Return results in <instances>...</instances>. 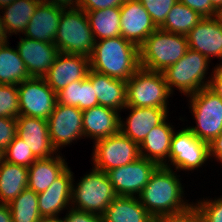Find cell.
<instances>
[{"label":"cell","instance_id":"cell-1","mask_svg":"<svg viewBox=\"0 0 222 222\" xmlns=\"http://www.w3.org/2000/svg\"><path fill=\"white\" fill-rule=\"evenodd\" d=\"M89 59L91 70L126 82L140 68L139 47L122 36L96 40Z\"/></svg>","mask_w":222,"mask_h":222},{"label":"cell","instance_id":"cell-2","mask_svg":"<svg viewBox=\"0 0 222 222\" xmlns=\"http://www.w3.org/2000/svg\"><path fill=\"white\" fill-rule=\"evenodd\" d=\"M183 193V187L173 170L169 166H159L138 198L153 217L186 211L192 205L184 202L181 198Z\"/></svg>","mask_w":222,"mask_h":222},{"label":"cell","instance_id":"cell-3","mask_svg":"<svg viewBox=\"0 0 222 222\" xmlns=\"http://www.w3.org/2000/svg\"><path fill=\"white\" fill-rule=\"evenodd\" d=\"M188 49L189 45L185 35L157 28L139 46L140 67L150 71L163 72L180 60Z\"/></svg>","mask_w":222,"mask_h":222},{"label":"cell","instance_id":"cell-4","mask_svg":"<svg viewBox=\"0 0 222 222\" xmlns=\"http://www.w3.org/2000/svg\"><path fill=\"white\" fill-rule=\"evenodd\" d=\"M55 45L61 53L91 56L95 39L85 11L80 8H62Z\"/></svg>","mask_w":222,"mask_h":222},{"label":"cell","instance_id":"cell-5","mask_svg":"<svg viewBox=\"0 0 222 222\" xmlns=\"http://www.w3.org/2000/svg\"><path fill=\"white\" fill-rule=\"evenodd\" d=\"M93 168L92 172L81 178L77 188L72 184L71 206L76 205L72 208L102 216L117 194L107 173Z\"/></svg>","mask_w":222,"mask_h":222},{"label":"cell","instance_id":"cell-6","mask_svg":"<svg viewBox=\"0 0 222 222\" xmlns=\"http://www.w3.org/2000/svg\"><path fill=\"white\" fill-rule=\"evenodd\" d=\"M127 105L133 107L167 108L171 95L162 72L139 68L126 82Z\"/></svg>","mask_w":222,"mask_h":222},{"label":"cell","instance_id":"cell-7","mask_svg":"<svg viewBox=\"0 0 222 222\" xmlns=\"http://www.w3.org/2000/svg\"><path fill=\"white\" fill-rule=\"evenodd\" d=\"M210 60L198 51L188 49L185 55L162 73L170 92L176 86L185 95H192L208 87L210 80L204 83Z\"/></svg>","mask_w":222,"mask_h":222},{"label":"cell","instance_id":"cell-8","mask_svg":"<svg viewBox=\"0 0 222 222\" xmlns=\"http://www.w3.org/2000/svg\"><path fill=\"white\" fill-rule=\"evenodd\" d=\"M190 108L197 127H188L192 133L210 144L222 132V99L205 87L190 95Z\"/></svg>","mask_w":222,"mask_h":222},{"label":"cell","instance_id":"cell-9","mask_svg":"<svg viewBox=\"0 0 222 222\" xmlns=\"http://www.w3.org/2000/svg\"><path fill=\"white\" fill-rule=\"evenodd\" d=\"M140 157L139 145L121 131L95 141L93 163L96 169L109 170L125 166Z\"/></svg>","mask_w":222,"mask_h":222},{"label":"cell","instance_id":"cell-10","mask_svg":"<svg viewBox=\"0 0 222 222\" xmlns=\"http://www.w3.org/2000/svg\"><path fill=\"white\" fill-rule=\"evenodd\" d=\"M20 115L47 120L57 104V93L44 78L31 77L17 85Z\"/></svg>","mask_w":222,"mask_h":222},{"label":"cell","instance_id":"cell-11","mask_svg":"<svg viewBox=\"0 0 222 222\" xmlns=\"http://www.w3.org/2000/svg\"><path fill=\"white\" fill-rule=\"evenodd\" d=\"M158 167L154 161L139 157L130 164L109 170L107 175L117 196L134 197L136 193L140 195Z\"/></svg>","mask_w":222,"mask_h":222},{"label":"cell","instance_id":"cell-12","mask_svg":"<svg viewBox=\"0 0 222 222\" xmlns=\"http://www.w3.org/2000/svg\"><path fill=\"white\" fill-rule=\"evenodd\" d=\"M209 144L197 138L189 128L173 133L169 161L176 170H194L209 158Z\"/></svg>","mask_w":222,"mask_h":222},{"label":"cell","instance_id":"cell-13","mask_svg":"<svg viewBox=\"0 0 222 222\" xmlns=\"http://www.w3.org/2000/svg\"><path fill=\"white\" fill-rule=\"evenodd\" d=\"M49 136L56 150L83 137V111L75 106L57 103L49 116Z\"/></svg>","mask_w":222,"mask_h":222},{"label":"cell","instance_id":"cell-14","mask_svg":"<svg viewBox=\"0 0 222 222\" xmlns=\"http://www.w3.org/2000/svg\"><path fill=\"white\" fill-rule=\"evenodd\" d=\"M121 36L138 47L157 27L139 0H125L120 7Z\"/></svg>","mask_w":222,"mask_h":222},{"label":"cell","instance_id":"cell-15","mask_svg":"<svg viewBox=\"0 0 222 222\" xmlns=\"http://www.w3.org/2000/svg\"><path fill=\"white\" fill-rule=\"evenodd\" d=\"M89 70V57L60 52L43 78L57 93L70 83L86 78Z\"/></svg>","mask_w":222,"mask_h":222},{"label":"cell","instance_id":"cell-16","mask_svg":"<svg viewBox=\"0 0 222 222\" xmlns=\"http://www.w3.org/2000/svg\"><path fill=\"white\" fill-rule=\"evenodd\" d=\"M18 54L24 61L30 77L43 78L60 53L53 43L29 38H21L17 46Z\"/></svg>","mask_w":222,"mask_h":222},{"label":"cell","instance_id":"cell-17","mask_svg":"<svg viewBox=\"0 0 222 222\" xmlns=\"http://www.w3.org/2000/svg\"><path fill=\"white\" fill-rule=\"evenodd\" d=\"M17 136L31 149L37 159L52 157L56 149L49 136L48 120L20 115L16 118Z\"/></svg>","mask_w":222,"mask_h":222},{"label":"cell","instance_id":"cell-18","mask_svg":"<svg viewBox=\"0 0 222 222\" xmlns=\"http://www.w3.org/2000/svg\"><path fill=\"white\" fill-rule=\"evenodd\" d=\"M186 37L189 49L222 59V23L215 16L202 18Z\"/></svg>","mask_w":222,"mask_h":222},{"label":"cell","instance_id":"cell-19","mask_svg":"<svg viewBox=\"0 0 222 222\" xmlns=\"http://www.w3.org/2000/svg\"><path fill=\"white\" fill-rule=\"evenodd\" d=\"M73 174L67 168L46 191L38 193V209L42 218H57L72 199Z\"/></svg>","mask_w":222,"mask_h":222},{"label":"cell","instance_id":"cell-20","mask_svg":"<svg viewBox=\"0 0 222 222\" xmlns=\"http://www.w3.org/2000/svg\"><path fill=\"white\" fill-rule=\"evenodd\" d=\"M131 114L123 124L120 120V131L131 140L140 145L147 134L156 126L163 123L167 118L168 108L133 107L126 106Z\"/></svg>","mask_w":222,"mask_h":222},{"label":"cell","instance_id":"cell-21","mask_svg":"<svg viewBox=\"0 0 222 222\" xmlns=\"http://www.w3.org/2000/svg\"><path fill=\"white\" fill-rule=\"evenodd\" d=\"M62 7L42 1L32 15L24 35L26 38L55 44Z\"/></svg>","mask_w":222,"mask_h":222},{"label":"cell","instance_id":"cell-22","mask_svg":"<svg viewBox=\"0 0 222 222\" xmlns=\"http://www.w3.org/2000/svg\"><path fill=\"white\" fill-rule=\"evenodd\" d=\"M120 116L112 108L98 105L83 110V135L95 141L120 131Z\"/></svg>","mask_w":222,"mask_h":222},{"label":"cell","instance_id":"cell-23","mask_svg":"<svg viewBox=\"0 0 222 222\" xmlns=\"http://www.w3.org/2000/svg\"><path fill=\"white\" fill-rule=\"evenodd\" d=\"M87 78L92 84L99 105L116 111L125 109L127 105L126 81L109 77L91 69Z\"/></svg>","mask_w":222,"mask_h":222},{"label":"cell","instance_id":"cell-24","mask_svg":"<svg viewBox=\"0 0 222 222\" xmlns=\"http://www.w3.org/2000/svg\"><path fill=\"white\" fill-rule=\"evenodd\" d=\"M173 133V126L171 127L166 120L160 125L154 127L139 145L140 157L154 161L159 166H168L166 160L167 157L169 159L171 138Z\"/></svg>","mask_w":222,"mask_h":222},{"label":"cell","instance_id":"cell-25","mask_svg":"<svg viewBox=\"0 0 222 222\" xmlns=\"http://www.w3.org/2000/svg\"><path fill=\"white\" fill-rule=\"evenodd\" d=\"M67 168V163L60 155L37 159L28 168V188L37 194L46 191Z\"/></svg>","mask_w":222,"mask_h":222},{"label":"cell","instance_id":"cell-26","mask_svg":"<svg viewBox=\"0 0 222 222\" xmlns=\"http://www.w3.org/2000/svg\"><path fill=\"white\" fill-rule=\"evenodd\" d=\"M102 217L104 222H150L152 218L136 196H117Z\"/></svg>","mask_w":222,"mask_h":222},{"label":"cell","instance_id":"cell-27","mask_svg":"<svg viewBox=\"0 0 222 222\" xmlns=\"http://www.w3.org/2000/svg\"><path fill=\"white\" fill-rule=\"evenodd\" d=\"M28 167L4 161L0 165V203L9 204L28 187Z\"/></svg>","mask_w":222,"mask_h":222},{"label":"cell","instance_id":"cell-28","mask_svg":"<svg viewBox=\"0 0 222 222\" xmlns=\"http://www.w3.org/2000/svg\"><path fill=\"white\" fill-rule=\"evenodd\" d=\"M57 103L86 110L99 105L90 80L86 77L70 83L57 92Z\"/></svg>","mask_w":222,"mask_h":222},{"label":"cell","instance_id":"cell-29","mask_svg":"<svg viewBox=\"0 0 222 222\" xmlns=\"http://www.w3.org/2000/svg\"><path fill=\"white\" fill-rule=\"evenodd\" d=\"M85 12L95 41L121 36L120 7Z\"/></svg>","mask_w":222,"mask_h":222},{"label":"cell","instance_id":"cell-30","mask_svg":"<svg viewBox=\"0 0 222 222\" xmlns=\"http://www.w3.org/2000/svg\"><path fill=\"white\" fill-rule=\"evenodd\" d=\"M7 43L0 44V84L18 85L31 77L17 49Z\"/></svg>","mask_w":222,"mask_h":222},{"label":"cell","instance_id":"cell-31","mask_svg":"<svg viewBox=\"0 0 222 222\" xmlns=\"http://www.w3.org/2000/svg\"><path fill=\"white\" fill-rule=\"evenodd\" d=\"M42 1L43 0H16L4 7L5 13L2 16V20L6 34L24 33L32 15Z\"/></svg>","mask_w":222,"mask_h":222},{"label":"cell","instance_id":"cell-32","mask_svg":"<svg viewBox=\"0 0 222 222\" xmlns=\"http://www.w3.org/2000/svg\"><path fill=\"white\" fill-rule=\"evenodd\" d=\"M202 18L196 11L178 1L171 8L159 29L186 36Z\"/></svg>","mask_w":222,"mask_h":222},{"label":"cell","instance_id":"cell-33","mask_svg":"<svg viewBox=\"0 0 222 222\" xmlns=\"http://www.w3.org/2000/svg\"><path fill=\"white\" fill-rule=\"evenodd\" d=\"M12 222H39L38 194L28 187L8 204Z\"/></svg>","mask_w":222,"mask_h":222},{"label":"cell","instance_id":"cell-34","mask_svg":"<svg viewBox=\"0 0 222 222\" xmlns=\"http://www.w3.org/2000/svg\"><path fill=\"white\" fill-rule=\"evenodd\" d=\"M37 158L26 143L16 136L5 149V161L25 167H30Z\"/></svg>","mask_w":222,"mask_h":222},{"label":"cell","instance_id":"cell-35","mask_svg":"<svg viewBox=\"0 0 222 222\" xmlns=\"http://www.w3.org/2000/svg\"><path fill=\"white\" fill-rule=\"evenodd\" d=\"M20 116L17 85L0 84V117Z\"/></svg>","mask_w":222,"mask_h":222},{"label":"cell","instance_id":"cell-36","mask_svg":"<svg viewBox=\"0 0 222 222\" xmlns=\"http://www.w3.org/2000/svg\"><path fill=\"white\" fill-rule=\"evenodd\" d=\"M150 14L152 22L159 28L165 21L167 14L178 0H139Z\"/></svg>","mask_w":222,"mask_h":222},{"label":"cell","instance_id":"cell-37","mask_svg":"<svg viewBox=\"0 0 222 222\" xmlns=\"http://www.w3.org/2000/svg\"><path fill=\"white\" fill-rule=\"evenodd\" d=\"M199 211L203 222H222V198L203 200L194 205Z\"/></svg>","mask_w":222,"mask_h":222},{"label":"cell","instance_id":"cell-38","mask_svg":"<svg viewBox=\"0 0 222 222\" xmlns=\"http://www.w3.org/2000/svg\"><path fill=\"white\" fill-rule=\"evenodd\" d=\"M150 222H203L201 215L195 206H190L186 211L171 214L153 216Z\"/></svg>","mask_w":222,"mask_h":222},{"label":"cell","instance_id":"cell-39","mask_svg":"<svg viewBox=\"0 0 222 222\" xmlns=\"http://www.w3.org/2000/svg\"><path fill=\"white\" fill-rule=\"evenodd\" d=\"M16 136V118L0 117V147L5 150Z\"/></svg>","mask_w":222,"mask_h":222},{"label":"cell","instance_id":"cell-40","mask_svg":"<svg viewBox=\"0 0 222 222\" xmlns=\"http://www.w3.org/2000/svg\"><path fill=\"white\" fill-rule=\"evenodd\" d=\"M185 4L199 15L204 17H213L216 15V8L211 4L210 0H178Z\"/></svg>","mask_w":222,"mask_h":222},{"label":"cell","instance_id":"cell-41","mask_svg":"<svg viewBox=\"0 0 222 222\" xmlns=\"http://www.w3.org/2000/svg\"><path fill=\"white\" fill-rule=\"evenodd\" d=\"M125 0H80L78 8L83 11L101 10L111 7H121Z\"/></svg>","mask_w":222,"mask_h":222},{"label":"cell","instance_id":"cell-42","mask_svg":"<svg viewBox=\"0 0 222 222\" xmlns=\"http://www.w3.org/2000/svg\"><path fill=\"white\" fill-rule=\"evenodd\" d=\"M63 218L64 222H104L101 215L88 213L79 209L71 208Z\"/></svg>","mask_w":222,"mask_h":222},{"label":"cell","instance_id":"cell-43","mask_svg":"<svg viewBox=\"0 0 222 222\" xmlns=\"http://www.w3.org/2000/svg\"><path fill=\"white\" fill-rule=\"evenodd\" d=\"M214 75L210 79L208 88L222 99V64L214 68Z\"/></svg>","mask_w":222,"mask_h":222},{"label":"cell","instance_id":"cell-44","mask_svg":"<svg viewBox=\"0 0 222 222\" xmlns=\"http://www.w3.org/2000/svg\"><path fill=\"white\" fill-rule=\"evenodd\" d=\"M209 156L222 162V132L209 144Z\"/></svg>","mask_w":222,"mask_h":222},{"label":"cell","instance_id":"cell-45","mask_svg":"<svg viewBox=\"0 0 222 222\" xmlns=\"http://www.w3.org/2000/svg\"><path fill=\"white\" fill-rule=\"evenodd\" d=\"M50 4H54L55 6H59L62 8H78L80 0H43ZM75 2V3H74ZM72 5V6H71Z\"/></svg>","mask_w":222,"mask_h":222},{"label":"cell","instance_id":"cell-46","mask_svg":"<svg viewBox=\"0 0 222 222\" xmlns=\"http://www.w3.org/2000/svg\"><path fill=\"white\" fill-rule=\"evenodd\" d=\"M0 222H12V215L8 204L0 203Z\"/></svg>","mask_w":222,"mask_h":222},{"label":"cell","instance_id":"cell-47","mask_svg":"<svg viewBox=\"0 0 222 222\" xmlns=\"http://www.w3.org/2000/svg\"><path fill=\"white\" fill-rule=\"evenodd\" d=\"M1 17H2V16L0 15V44H1V43H5V42H8V41H7L8 35L6 34L4 22H3V20H2Z\"/></svg>","mask_w":222,"mask_h":222},{"label":"cell","instance_id":"cell-48","mask_svg":"<svg viewBox=\"0 0 222 222\" xmlns=\"http://www.w3.org/2000/svg\"><path fill=\"white\" fill-rule=\"evenodd\" d=\"M39 222H64L61 218H42Z\"/></svg>","mask_w":222,"mask_h":222},{"label":"cell","instance_id":"cell-49","mask_svg":"<svg viewBox=\"0 0 222 222\" xmlns=\"http://www.w3.org/2000/svg\"><path fill=\"white\" fill-rule=\"evenodd\" d=\"M13 1L16 0H0V9L10 5L11 3H13Z\"/></svg>","mask_w":222,"mask_h":222},{"label":"cell","instance_id":"cell-50","mask_svg":"<svg viewBox=\"0 0 222 222\" xmlns=\"http://www.w3.org/2000/svg\"><path fill=\"white\" fill-rule=\"evenodd\" d=\"M215 17L222 23V6L216 10Z\"/></svg>","mask_w":222,"mask_h":222},{"label":"cell","instance_id":"cell-51","mask_svg":"<svg viewBox=\"0 0 222 222\" xmlns=\"http://www.w3.org/2000/svg\"><path fill=\"white\" fill-rule=\"evenodd\" d=\"M211 4L218 9L220 6H222V0H210Z\"/></svg>","mask_w":222,"mask_h":222},{"label":"cell","instance_id":"cell-52","mask_svg":"<svg viewBox=\"0 0 222 222\" xmlns=\"http://www.w3.org/2000/svg\"><path fill=\"white\" fill-rule=\"evenodd\" d=\"M5 161V150L0 147V165Z\"/></svg>","mask_w":222,"mask_h":222}]
</instances>
